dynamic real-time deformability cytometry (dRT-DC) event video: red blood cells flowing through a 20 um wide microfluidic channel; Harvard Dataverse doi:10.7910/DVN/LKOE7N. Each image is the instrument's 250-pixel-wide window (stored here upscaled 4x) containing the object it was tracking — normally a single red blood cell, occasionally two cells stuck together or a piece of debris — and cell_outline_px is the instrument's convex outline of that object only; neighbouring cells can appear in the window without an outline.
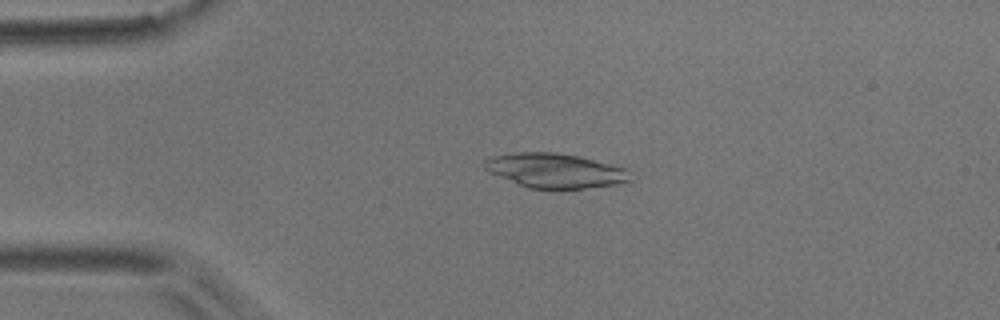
{"species": "common noctule bat (a hibernating species)", "species_latin": "Nyctalus noctula", "temperature_condition": "room temperature", "stored_images_in_passage": 5, "camera_frame_rate_fps": 3000, "um_per_image_px": 0.085, "animal": {"sex": "male", "body_mass_g": 17.9}, "frame": {"image": 1, "passage_image": 4, "time_ms": 3.667, "image_size_px": [1000, 320], "cell_outline_px": [[632, 180], [628, 184], [584, 188], [528, 188], [488, 172], [484, 168], [484, 160], [492, 156], [516, 152], [556, 152], [580, 156], [628, 168]], "centroid_in_image_um": [47.25, 14.5], "position_along_channel_um": 37.7, "area_um2": 29.71}}